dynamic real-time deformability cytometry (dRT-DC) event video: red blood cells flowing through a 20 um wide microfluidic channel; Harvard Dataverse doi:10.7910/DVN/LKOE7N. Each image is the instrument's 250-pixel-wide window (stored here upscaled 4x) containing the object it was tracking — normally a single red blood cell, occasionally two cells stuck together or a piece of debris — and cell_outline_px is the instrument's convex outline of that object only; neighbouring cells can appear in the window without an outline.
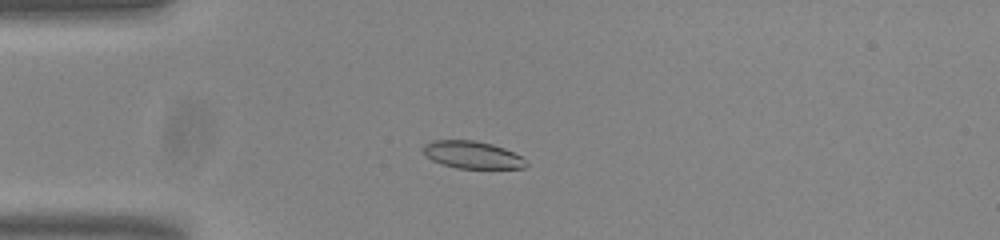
{"species": "common noctule bat (a hibernating species)", "species_latin": "Nyctalus noctula", "temperature_condition": "room temperature", "stored_images_in_passage": 52, "camera_frame_rate_fps": 3000, "um_per_image_px": 0.085, "animal": {"sex": "male", "body_mass_g": 20.0, "forearm_length_mm": 53.3}, "frame": {"image": 1, "passage_image": 12, "time_ms": 3.667, "image_size_px": [1000, 240], "cell_outline_px": [[528, 164], [524, 168], [456, 168], [432, 160], [420, 148], [424, 144], [432, 140], [476, 140], [492, 144], [504, 148], [520, 156]], "centroid_in_image_um": [40.12, 13.15], "position_along_channel_um": 44.9, "area_um2": 16.3}}
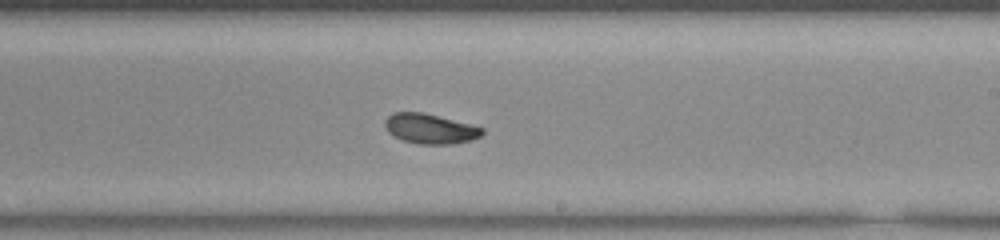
{"frame": {"image": 2, "passage_image": 30, "time_ms": 9.667, "image_size_px": [1000, 240], "cell_outline_px": [[484, 132], [480, 136], [472, 140], [448, 144], [420, 144], [404, 140], [392, 136], [388, 132], [384, 124], [384, 120], [392, 112], [424, 112], [472, 124], [484, 128]], "centroid_in_image_um": [36.55, 10.93], "position_along_channel_um": 252.4, "area_um2": 17.11}}
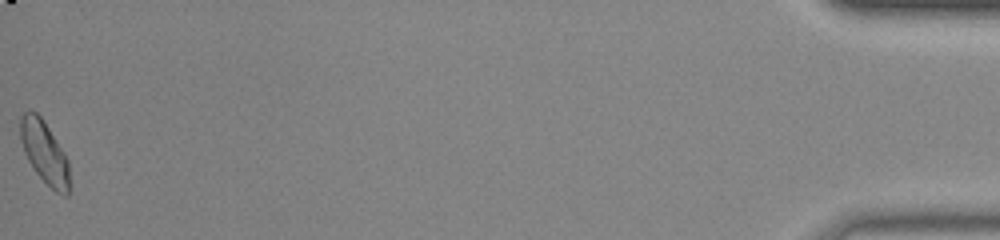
{"frame": {"image": 3, "passage_image": 52, "time_ms": 17.0, "image_size_px": [1000, 240], "cell_outline_px": [[68, 196], [64, 196], [56, 192], [36, 172], [28, 160], [24, 152], [20, 140], [20, 116], [28, 108], [36, 112], [44, 120], [64, 152], [68, 160]], "centroid_in_image_um": [3.75, 12.89], "position_along_channel_um": 431.5, "area_um2": 17.8}, "authors_computed_cell_mechanics": {"area_um2": 17.4556, "velocity_mm_per_s": 3.8005, "shape_relaxation_time_tau1_ms": 5.2234, "shape_relaxation_time_tau2_ms": 2.7086, "deformation_change_tau1": 0.1108, "deformation_change_tau2": 0.0635}}